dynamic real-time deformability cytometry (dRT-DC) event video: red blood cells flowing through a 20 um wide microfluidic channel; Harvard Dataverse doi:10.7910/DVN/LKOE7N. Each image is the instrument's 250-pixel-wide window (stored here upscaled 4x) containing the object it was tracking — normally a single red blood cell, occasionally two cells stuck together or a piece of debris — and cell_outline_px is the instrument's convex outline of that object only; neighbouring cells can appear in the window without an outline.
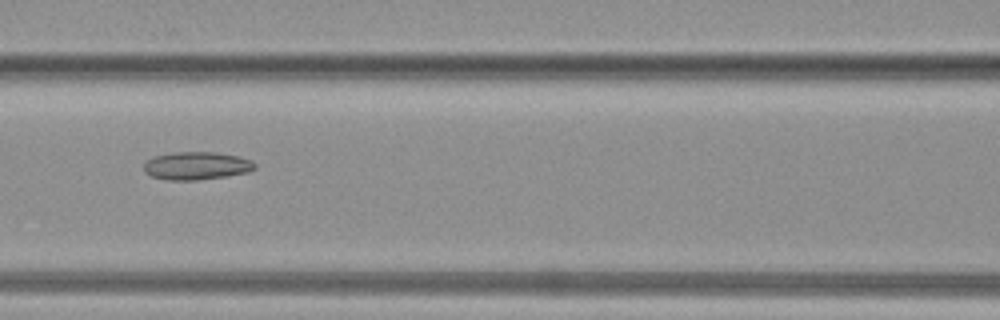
{"species": "common noctule bat (a hibernating species)", "species_latin": "Nyctalus noctula", "temperature_condition": "warm", "stored_images_in_passage": 37, "segment_of_instrument_passage": [1, 2], "camera_frame_rate_fps": 3000, "um_per_image_px": 0.085, "animal": {"sex": "female", "body_mass_g": 19.3, "forearm_length_mm": 54.1}, "frame": {"image": 1, "passage_image": 15, "time_ms": 4.667, "image_size_px": [1000, 320], "cell_outline_px": [[256, 168], [248, 172], [228, 176], [196, 180], [168, 180], [152, 176], [144, 172], [144, 164], [152, 156], [176, 152], [216, 152], [240, 156], [252, 160], [256, 164]], "centroid_in_image_um": [16.73, 14.08], "position_along_channel_um": 149.9, "area_um2": 18.21}}
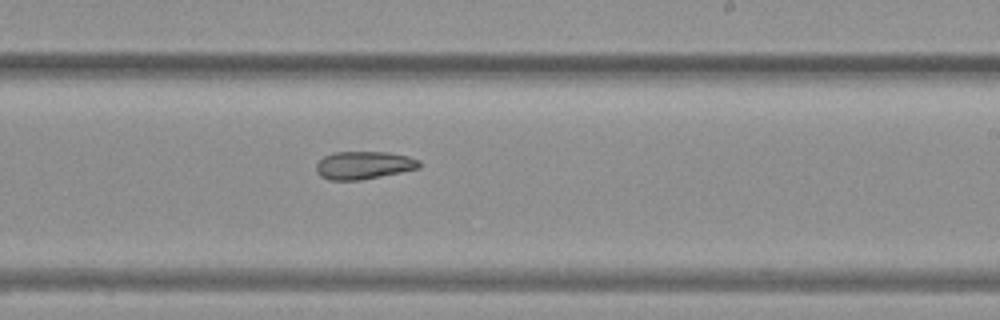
{"frame": {"image": 2, "passage_image": 21, "time_ms": 6.667, "image_size_px": [1000, 320], "cell_outline_px": [[420, 168], [360, 180], [328, 180], [320, 176], [316, 172], [316, 164], [324, 156], [332, 152], [388, 152], [408, 156], [420, 160]], "centroid_in_image_um": [30.9, 14.04], "position_along_channel_um": 258.1, "area_um2": 16.76}}
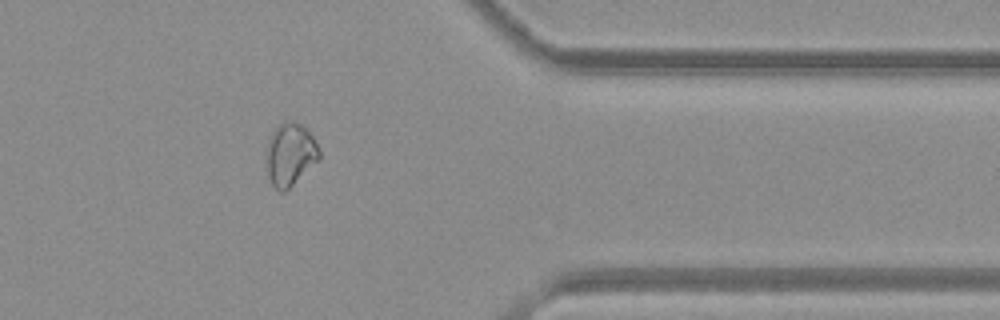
{"frame": {"image": 3, "passage_image": 29, "time_ms": 9.333, "image_size_px": [1000, 320], "cell_outline_px": [[320, 156], [284, 192], [280, 192], [272, 184], [268, 176], [268, 140], [272, 132], [284, 120], [292, 120], [300, 124], [312, 136], [320, 148]], "centroid_in_image_um": [24.66, 13.08], "position_along_channel_um": 386.7, "area_um2": 18.55}}